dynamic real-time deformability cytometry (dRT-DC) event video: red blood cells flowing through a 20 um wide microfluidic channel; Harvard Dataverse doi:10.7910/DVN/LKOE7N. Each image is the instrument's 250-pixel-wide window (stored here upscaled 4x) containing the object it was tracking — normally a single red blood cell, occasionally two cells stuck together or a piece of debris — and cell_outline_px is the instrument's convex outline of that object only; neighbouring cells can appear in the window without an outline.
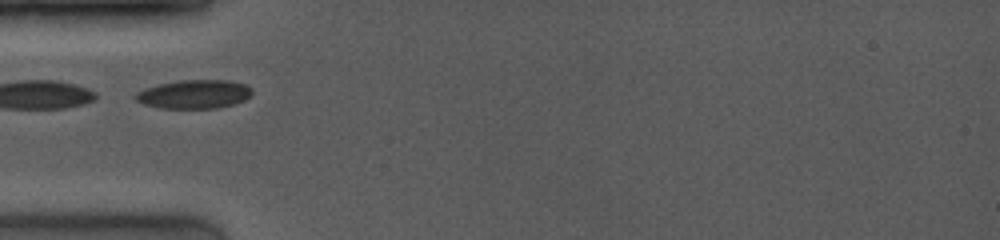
{"species": "common noctule bat (a hibernating species)", "species_latin": "Nyctalus noctula", "temperature_condition": "room temperature", "stored_images_in_passage": 39, "camera_frame_rate_fps": 4000, "um_per_image_px": 0.085, "animal": {"sex": "female", "body_mass_g": 19.0, "forearm_length_mm": 53.3}, "frame": {"image": 1, "passage_image": 1, "time_ms": 0.0, "image_size_px": [1000, 240], "cell_outline_px": [[252, 92], [244, 100], [232, 104], [216, 108], [160, 108], [144, 104], [136, 100], [132, 96], [136, 92], [144, 88], [160, 84], [180, 80], [228, 80], [244, 84], [252, 88]], "centroid_in_image_um": [16.46, 8.0], "position_along_channel_um": 68.5, "area_um2": 19.42}}
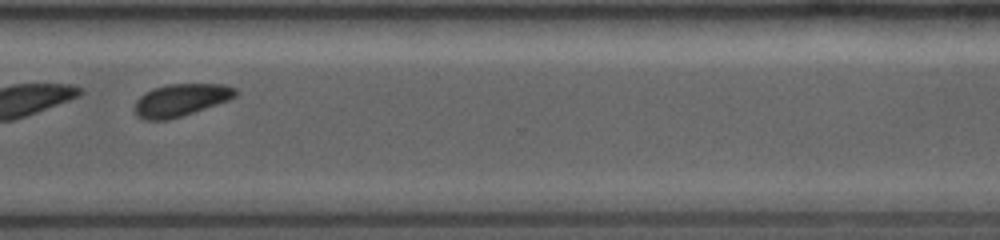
{"frame": {"image": 2, "passage_image": 27, "time_ms": 7.0, "image_size_px": [1000, 240], "cell_outline_px": [[236, 96], [228, 100], [168, 120], [144, 120], [136, 116], [136, 100], [140, 96], [152, 88], [168, 84], [224, 84], [236, 88]], "centroid_in_image_um": [15.35, 8.49], "position_along_channel_um": 355.3, "area_um2": 18.79}}